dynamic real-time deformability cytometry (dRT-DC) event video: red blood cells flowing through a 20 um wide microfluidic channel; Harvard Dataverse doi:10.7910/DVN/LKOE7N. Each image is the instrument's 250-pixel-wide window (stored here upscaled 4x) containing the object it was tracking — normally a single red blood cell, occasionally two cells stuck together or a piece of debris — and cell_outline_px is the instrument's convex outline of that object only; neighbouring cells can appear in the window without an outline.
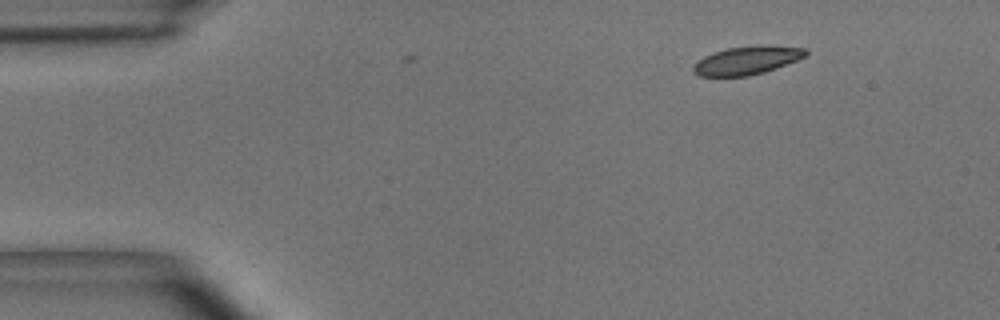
{"species": "common noctule bat (a hibernating species)", "species_latin": "Nyctalus noctula", "temperature_condition": "room temperature", "stored_images_in_passage": 3, "camera_frame_rate_fps": 3000, "um_per_image_px": 0.085, "animal": {"sex": "male", "body_mass_g": 15.6}, "frame": {"image": 1, "passage_image": 1, "time_ms": 0.0, "image_size_px": [1000, 320], "cell_outline_px": [[808, 52], [804, 56], [796, 60], [764, 72], [748, 76], [700, 76], [692, 72], [692, 68], [696, 60], [712, 52], [728, 48], [756, 44], [760, 44], [808, 48]], "centroid_in_image_um": [63.45, 5.11], "position_along_channel_um": 21.5, "area_um2": 18.73}}